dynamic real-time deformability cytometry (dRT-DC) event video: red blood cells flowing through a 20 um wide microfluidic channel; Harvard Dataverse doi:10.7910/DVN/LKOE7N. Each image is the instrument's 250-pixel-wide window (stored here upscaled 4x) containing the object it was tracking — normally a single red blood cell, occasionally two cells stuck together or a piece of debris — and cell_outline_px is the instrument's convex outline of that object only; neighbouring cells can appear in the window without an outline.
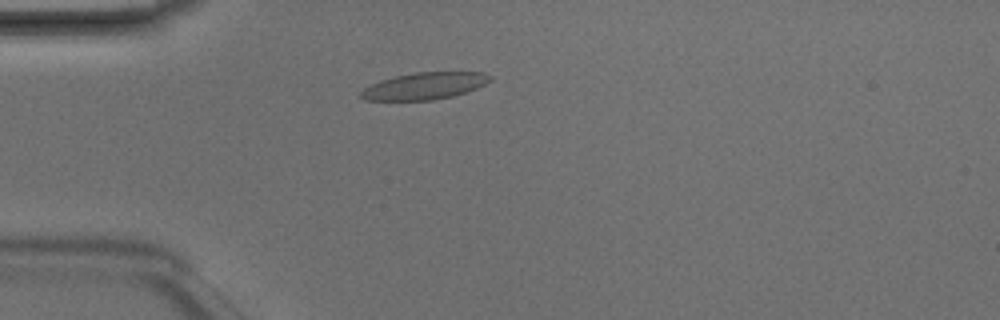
{"species": "Egyptian fruit bat (a non-hibernating species)", "species_latin": "Rousettus aegyptiacus", "temperature_condition": "room temperature", "stored_images_in_passage": 4, "camera_frame_rate_fps": 3000, "um_per_image_px": 0.085, "animal": {"sex": "male"}, "frame": {"image": 1, "passage_image": 3, "time_ms": 0.667, "image_size_px": [1000, 320], "cell_outline_px": [[492, 80], [476, 88], [452, 96], [432, 100], [364, 100], [356, 96], [364, 88], [380, 80], [396, 76], [416, 72], [484, 72], [492, 76]], "centroid_in_image_um": [36.05, 7.3], "position_along_channel_um": 48.9, "area_um2": 20.23}}